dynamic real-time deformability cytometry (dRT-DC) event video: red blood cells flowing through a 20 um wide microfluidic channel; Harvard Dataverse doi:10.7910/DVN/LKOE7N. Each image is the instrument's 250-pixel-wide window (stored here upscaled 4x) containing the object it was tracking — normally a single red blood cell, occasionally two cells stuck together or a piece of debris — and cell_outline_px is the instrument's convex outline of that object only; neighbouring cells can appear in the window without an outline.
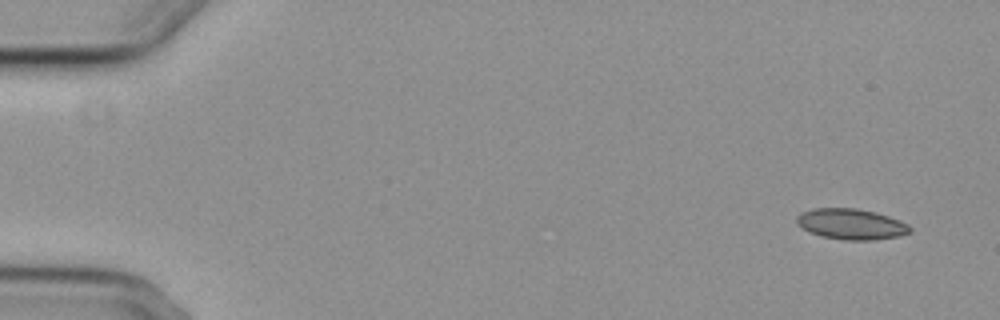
{"species": "common noctule bat (a hibernating species)", "species_latin": "Nyctalus noctula", "temperature_condition": "cold", "stored_images_in_passage": 4, "camera_frame_rate_fps": 3000, "um_per_image_px": 0.085, "animal": {"sex": "female", "body_mass_g": 29.2, "forearm_length_mm": 56.3}, "frame": {"image": 1, "passage_image": 1, "time_ms": 0.0, "image_size_px": [1000, 320], "cell_outline_px": [[912, 232], [900, 236], [872, 240], [844, 240], [820, 236], [796, 224], [796, 216], [800, 212], [812, 208], [856, 208], [876, 212], [888, 216], [908, 224], [912, 228]], "centroid_in_image_um": [72.35, 19.04], "position_along_channel_um": 12.6, "area_um2": 20.4}}
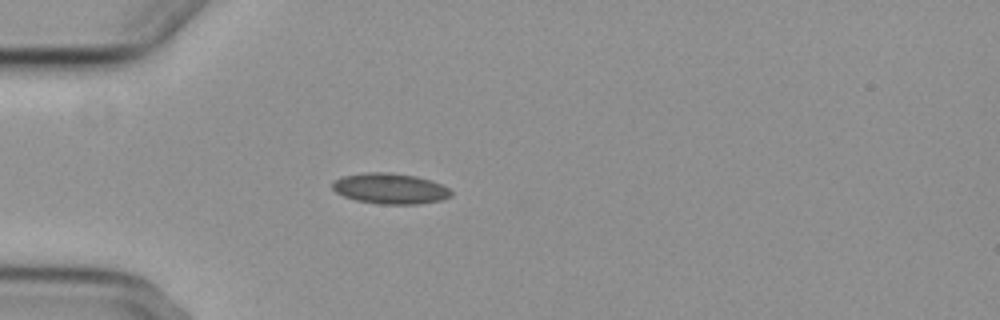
{"frame": {"image": 2, "passage_image": 4, "time_ms": 4.333, "image_size_px": [1000, 320], "cell_outline_px": [[452, 196], [440, 200], [420, 204], [380, 204], [356, 200], [344, 196], [336, 192], [332, 188], [332, 180], [344, 176], [364, 172], [388, 172], [416, 176], [432, 180], [448, 188], [452, 192]], "centroid_in_image_um": [33.16, 16.02], "position_along_channel_um": 51.8, "area_um2": 21.27}}